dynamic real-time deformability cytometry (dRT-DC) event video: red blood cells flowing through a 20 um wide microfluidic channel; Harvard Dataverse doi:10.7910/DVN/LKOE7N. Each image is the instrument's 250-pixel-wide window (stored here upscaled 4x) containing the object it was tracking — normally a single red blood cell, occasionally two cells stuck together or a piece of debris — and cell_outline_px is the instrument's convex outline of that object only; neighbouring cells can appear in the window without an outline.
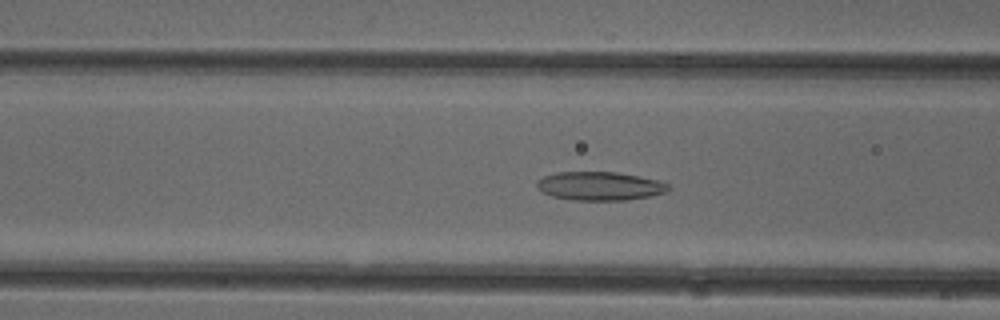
{"species": "common noctule bat (a hibernating species)", "species_latin": "Nyctalus noctula", "temperature_condition": "cold", "stored_images_in_passage": 51, "camera_frame_rate_fps": 3000, "um_per_image_px": 0.085, "animal": {"sex": "female"}, "frame": {"image": 1, "passage_image": 20, "time_ms": 6.333, "image_size_px": [1000, 320], "cell_outline_px": [[672, 188], [668, 192], [652, 196], [624, 200], [572, 200], [552, 196], [536, 188], [536, 180], [544, 176], [556, 172], [616, 172], [640, 176], [672, 184]], "centroid_in_image_um": [51.02, 15.81], "position_along_channel_um": 115.6, "area_um2": 22.2}}
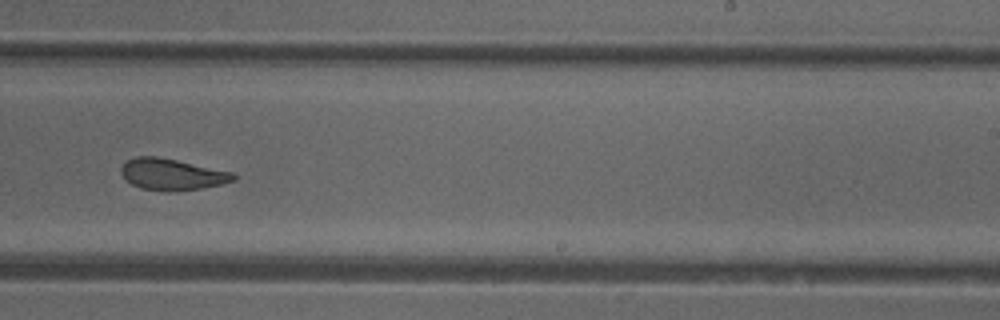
{"frame": {"image": 2, "passage_image": 32, "time_ms": 10.333, "image_size_px": [1000, 320], "cell_outline_px": [[236, 180], [224, 184], [200, 188], [172, 192], [168, 192], [140, 188], [132, 184], [120, 172], [120, 168], [128, 160], [136, 156], [156, 156], [176, 160], [232, 172], [236, 176]], "centroid_in_image_um": [14.63, 14.83], "position_along_channel_um": 274.4, "area_um2": 20.46}}
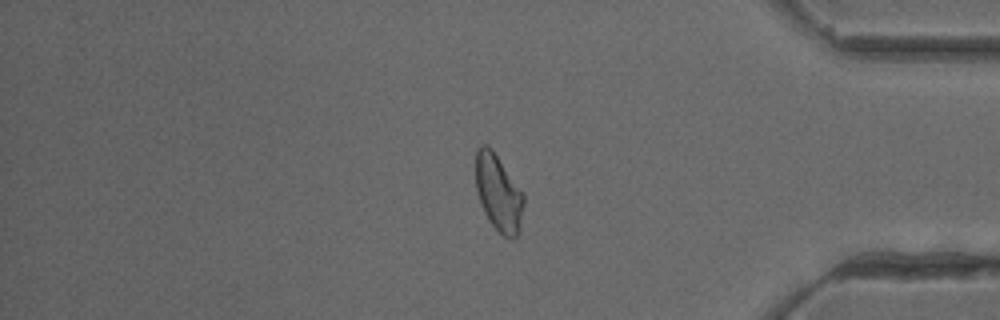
{"frame": {"image": 3, "passage_image": 43, "time_ms": 14.0, "image_size_px": [1000, 320], "cell_outline_px": [[524, 204], [516, 236], [504, 236], [488, 220], [484, 212], [476, 192], [476, 148], [480, 144], [488, 144], [492, 148], [524, 192]], "centroid_in_image_um": [42.35, 16.3], "position_along_channel_um": 392.9, "area_um2": 21.39}, "authors_computed_cell_mechanics": {"area_um2": 22.0796, "velocity_mm_per_s": 3.9727, "shape_relaxation_time_tau1_ms": null, "shape_relaxation_time_tau2_ms": 2.1378, "deformation_change_tau1": null, "deformation_change_tau2": 0.0967}}